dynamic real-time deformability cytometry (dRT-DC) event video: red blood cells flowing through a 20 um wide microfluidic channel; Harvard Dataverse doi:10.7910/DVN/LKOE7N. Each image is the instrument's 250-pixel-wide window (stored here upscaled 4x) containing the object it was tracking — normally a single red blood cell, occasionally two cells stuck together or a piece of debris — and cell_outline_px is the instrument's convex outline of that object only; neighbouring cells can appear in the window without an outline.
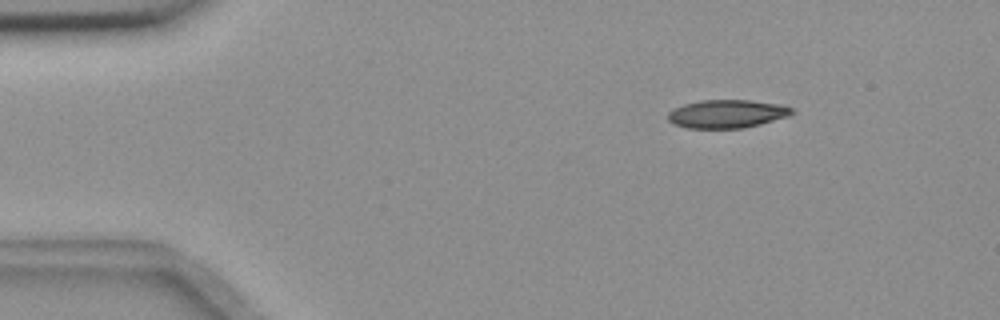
{"species": "common noctule bat (a hibernating species)", "species_latin": "Nyctalus noctula", "temperature_condition": "room temperature", "stored_images_in_passage": 5, "camera_frame_rate_fps": 3000, "um_per_image_px": 0.085, "animal": {"sex": "female", "body_mass_g": 18.4}, "frame": {"image": 1, "passage_image": 2, "time_ms": 0.333, "image_size_px": [1000, 320], "cell_outline_px": [[796, 112], [788, 116], [760, 124], [744, 128], [688, 128], [672, 124], [668, 120], [668, 112], [684, 104], [700, 100], [748, 100], [784, 104], [792, 108]], "centroid_in_image_um": [61.82, 9.67], "position_along_channel_um": 23.2, "area_um2": 20.52}}
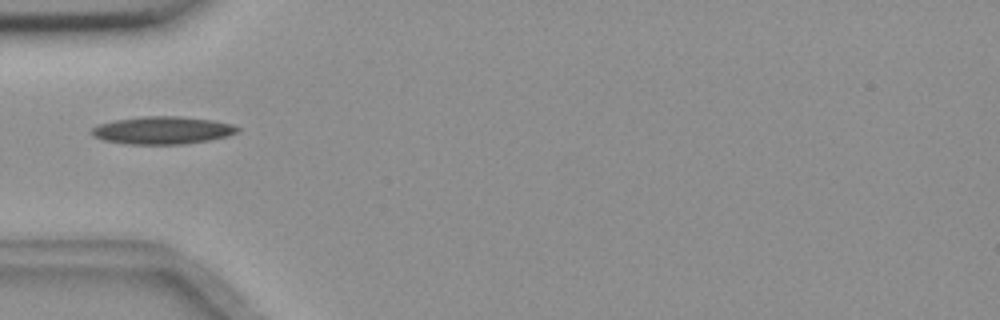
{"frame": {"image": 2, "passage_image": 5, "time_ms": 1.333, "image_size_px": [1000, 320], "cell_outline_px": [[240, 128], [236, 132], [228, 136], [208, 140], [184, 144], [128, 144], [104, 140], [92, 136], [92, 128], [100, 124], [116, 120], [140, 116], [180, 116], [212, 120], [232, 124]], "centroid_in_image_um": [13.81, 11.07], "position_along_channel_um": 71.2, "area_um2": 23.35}}